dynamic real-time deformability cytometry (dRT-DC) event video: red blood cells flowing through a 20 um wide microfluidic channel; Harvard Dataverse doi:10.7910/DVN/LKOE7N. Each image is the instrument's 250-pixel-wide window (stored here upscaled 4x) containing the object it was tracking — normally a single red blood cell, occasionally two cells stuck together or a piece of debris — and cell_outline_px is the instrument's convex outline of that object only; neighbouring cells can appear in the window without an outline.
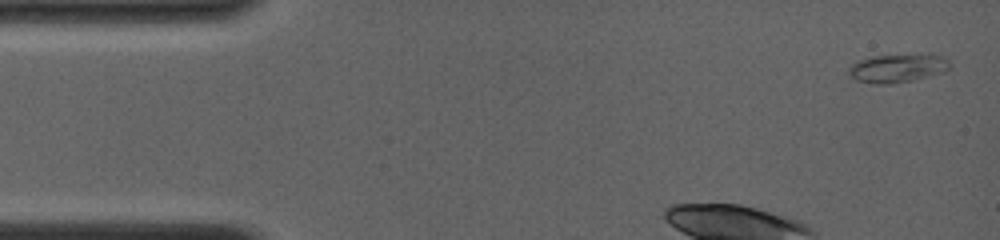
{"species": "common noctule bat (a hibernating species)", "species_latin": "Nyctalus noctula", "temperature_condition": "room temperature", "stored_images_in_passage": 5, "camera_frame_rate_fps": 4000, "um_per_image_px": 0.085, "animal": {"sex": "female", "body_mass_g": 19.0, "forearm_length_mm": 56.7}, "frame": {"image": 1, "passage_image": 1, "time_ms": 0.0, "image_size_px": [1000, 240], "cell_outline_px": [[948, 68], [912, 80], [888, 84], [880, 84], [856, 80], [848, 72], [848, 68], [856, 60], [872, 56], [936, 56], [948, 60]], "centroid_in_image_um": [76.12, 5.81], "position_along_channel_um": 8.9, "area_um2": 15.61}}
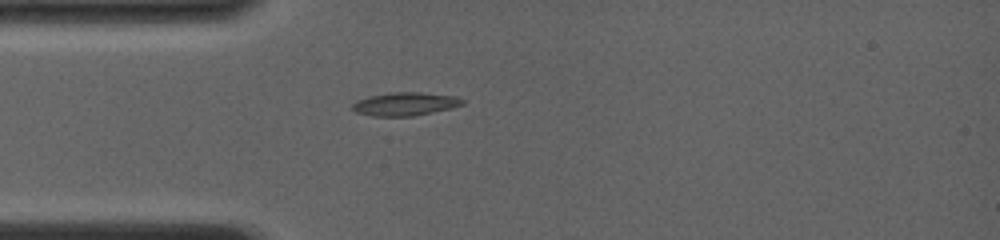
{"frame": {"image": 2, "passage_image": 5, "time_ms": 3.75, "image_size_px": [1000, 240], "cell_outline_px": [[464, 104], [452, 108], [412, 116], [372, 116], [356, 112], [352, 108], [352, 104], [368, 96], [392, 92], [420, 92], [456, 96], [464, 100]], "centroid_in_image_um": [34.46, 8.83], "position_along_channel_um": 50.5, "area_um2": 14.85}}